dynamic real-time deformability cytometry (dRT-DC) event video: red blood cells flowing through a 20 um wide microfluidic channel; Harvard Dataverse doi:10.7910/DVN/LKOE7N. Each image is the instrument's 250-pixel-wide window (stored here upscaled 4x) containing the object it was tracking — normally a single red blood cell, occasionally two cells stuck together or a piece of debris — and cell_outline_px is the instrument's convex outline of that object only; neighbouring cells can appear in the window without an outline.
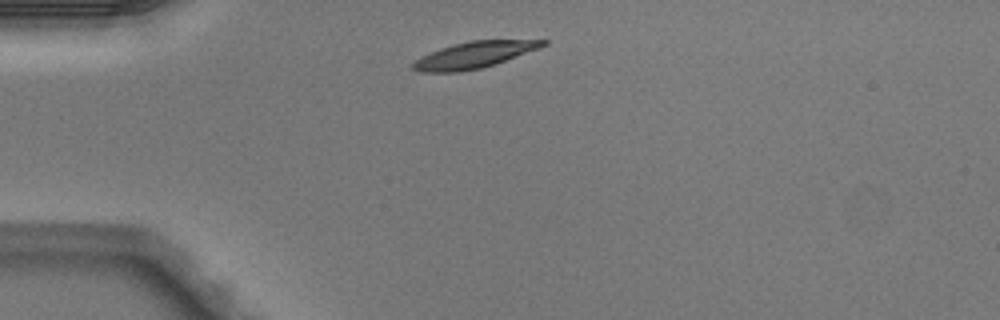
{"species": "Egyptian fruit bat (a non-hibernating species)", "species_latin": "Rousettus aegyptiacus", "temperature_condition": "warm", "stored_images_in_passage": 1, "camera_frame_rate_fps": 3000, "um_per_image_px": 0.085, "animal": {"sex": "male"}, "frame": {"image": 1, "passage_image": 1, "time_ms": 0.0, "image_size_px": [1000, 320], "cell_outline_px": [[548, 44], [540, 48], [496, 64], [480, 68], [460, 72], [420, 72], [408, 68], [416, 60], [440, 48], [452, 44], [472, 40], [548, 40]], "centroid_in_image_um": [40.31, 4.67], "position_along_channel_um": 44.7, "area_um2": 20.0}}